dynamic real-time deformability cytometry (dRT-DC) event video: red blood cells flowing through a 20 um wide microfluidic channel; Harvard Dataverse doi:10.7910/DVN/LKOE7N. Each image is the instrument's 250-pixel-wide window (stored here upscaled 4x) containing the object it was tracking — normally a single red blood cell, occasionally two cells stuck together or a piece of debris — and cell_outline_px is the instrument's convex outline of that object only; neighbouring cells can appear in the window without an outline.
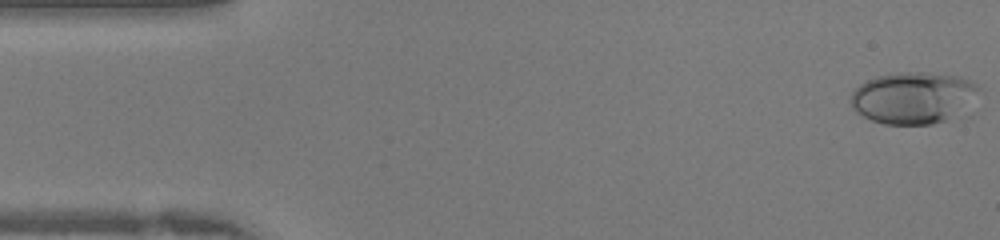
{"species": "human", "species_latin": "Homo sapiens", "temperature_condition": "warm", "stored_images_in_passage": 41, "camera_frame_rate_fps": 3000, "um_per_image_px": 0.085, "donor": {"sex": "female"}, "frame": {"image": 1, "passage_image": 1, "time_ms": 0.0, "image_size_px": [1000, 240], "cell_outline_px": [[984, 88], [944, 120], [932, 124], [884, 124], [872, 120], [856, 112], [852, 108], [852, 92], [860, 84], [876, 76], [908, 72], [924, 72], [960, 76]], "centroid_in_image_um": [77.56, 8.28], "position_along_channel_um": 7.4, "area_um2": 37.57}}
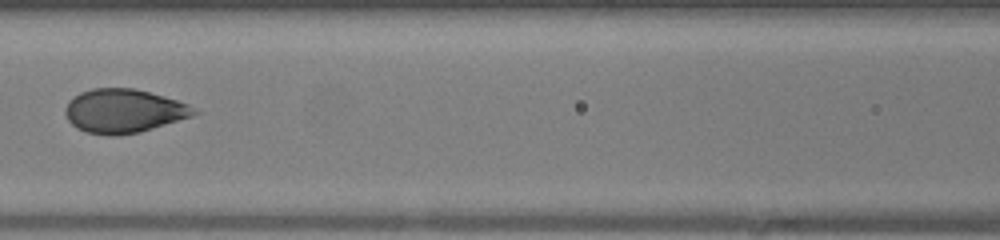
{"frame": {"image": 2, "passage_image": 18, "time_ms": 5.667, "image_size_px": [1000, 240], "cell_outline_px": [[200, 112], [192, 116], [140, 132], [116, 136], [112, 136], [88, 132], [76, 128], [68, 120], [64, 112], [64, 108], [68, 100], [80, 92], [92, 88], [132, 88], [148, 92], [176, 100], [188, 104]], "centroid_in_image_um": [10.48, 9.43], "position_along_channel_um": 156.1, "area_um2": 32.77}}
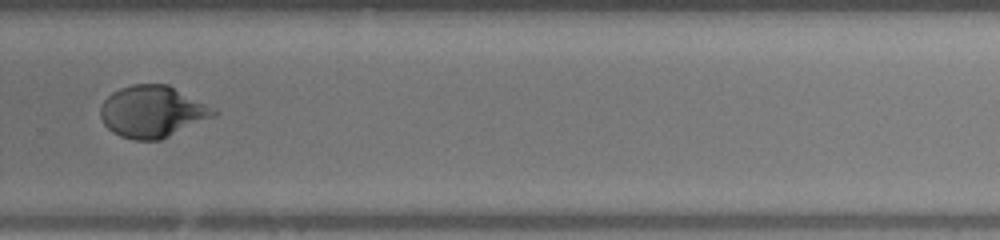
{"frame": {"image": 3, "passage_image": 28, "time_ms": 9.0, "image_size_px": [1000, 240], "cell_outline_px": [[220, 112], [216, 116], [160, 140], [132, 140], [120, 136], [112, 132], [104, 124], [100, 116], [100, 108], [104, 100], [112, 92], [120, 88], [132, 84], [168, 84], [216, 108]], "centroid_in_image_um": [12.98, 9.49], "position_along_channel_um": 316.8, "area_um2": 34.45}}